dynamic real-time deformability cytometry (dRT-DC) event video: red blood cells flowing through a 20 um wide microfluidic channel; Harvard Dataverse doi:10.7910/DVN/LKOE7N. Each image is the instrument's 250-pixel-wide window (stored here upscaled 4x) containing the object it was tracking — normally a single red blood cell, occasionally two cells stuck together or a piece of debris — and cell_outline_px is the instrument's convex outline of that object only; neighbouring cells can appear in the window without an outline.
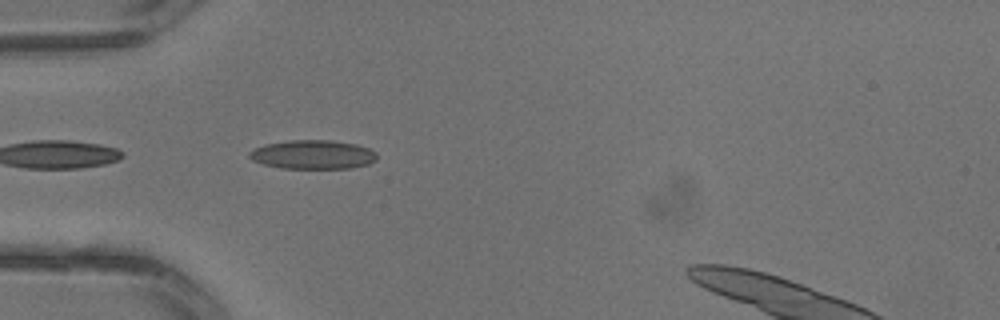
{"species": "common noctule bat (a hibernating species)", "species_latin": "Nyctalus noctula", "temperature_condition": "warm", "stored_images_in_passage": 4, "camera_frame_rate_fps": 3000, "um_per_image_px": 0.085, "animal": {"sex": "male", "body_mass_g": 13.3}, "frame": {"image": 1, "passage_image": 3, "time_ms": 0.667, "image_size_px": [1000, 320], "cell_outline_px": [[376, 160], [368, 164], [352, 168], [280, 168], [264, 164], [252, 160], [248, 156], [248, 152], [264, 144], [292, 140], [332, 140], [356, 144], [368, 148], [376, 152]], "centroid_in_image_um": [26.59, 13.14], "position_along_channel_um": 58.4, "area_um2": 21.5}}